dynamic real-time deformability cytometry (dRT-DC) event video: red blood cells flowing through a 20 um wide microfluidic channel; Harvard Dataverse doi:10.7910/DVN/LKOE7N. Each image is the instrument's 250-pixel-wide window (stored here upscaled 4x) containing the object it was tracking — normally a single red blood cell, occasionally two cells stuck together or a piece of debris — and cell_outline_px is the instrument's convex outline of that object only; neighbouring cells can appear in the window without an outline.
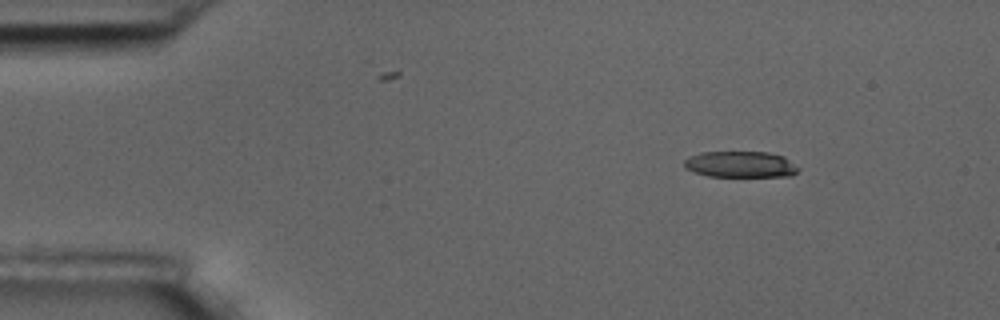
{"species": "common noctule bat (a hibernating species)", "species_latin": "Nyctalus noctula", "temperature_condition": "room temperature", "stored_images_in_passage": 51, "camera_frame_rate_fps": 3000, "um_per_image_px": 0.085, "animal": {"sex": "male", "body_mass_g": 17.5, "forearm_length_mm": 52.3}, "frame": {"image": 1, "passage_image": 1, "time_ms": 0.0, "image_size_px": [1000, 320], "cell_outline_px": [[800, 168], [792, 176], [708, 176], [684, 168], [684, 160], [688, 156], [700, 152], [768, 152], [784, 156]], "centroid_in_image_um": [62.93, 13.96], "position_along_channel_um": 22.1, "area_um2": 17.46}}
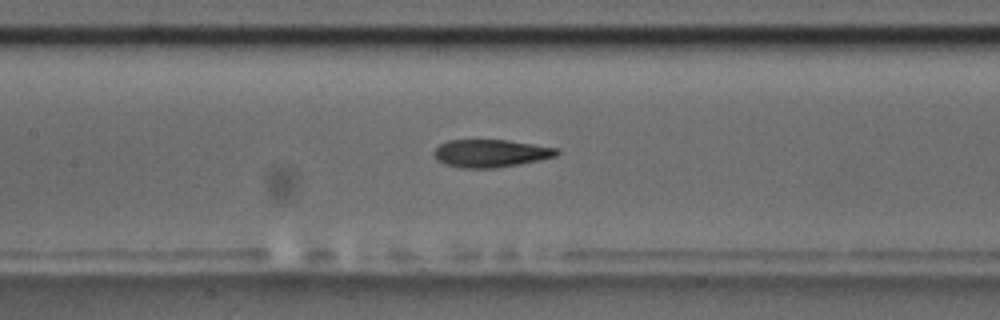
{"frame": {"image": 2, "passage_image": 20, "time_ms": 6.333, "image_size_px": [1000, 320], "cell_outline_px": [[560, 152], [556, 156], [540, 160], [520, 164], [496, 168], [460, 168], [444, 164], [436, 160], [432, 152], [440, 144], [448, 140], [508, 140], [560, 148]], "centroid_in_image_um": [41.71, 13.03], "position_along_channel_um": 165.7, "area_um2": 20.11}}
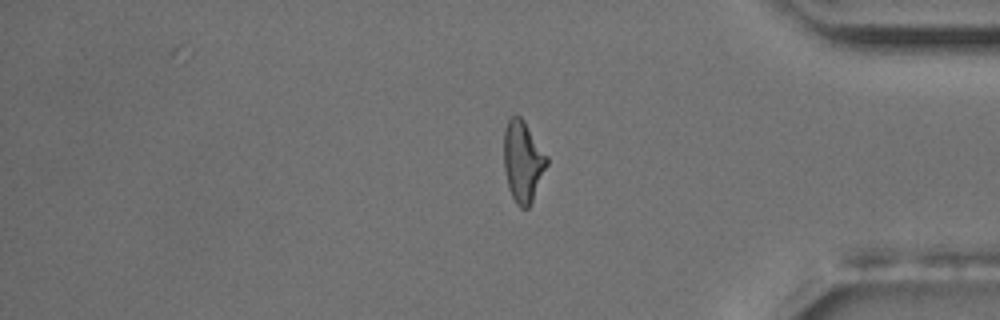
{"frame": {"image": 3, "passage_image": 41, "time_ms": 13.333, "image_size_px": [1000, 320], "cell_outline_px": [[548, 164], [532, 200], [528, 208], [520, 208], [516, 204], [508, 188], [504, 172], [504, 128], [508, 120], [512, 116], [520, 116], [524, 120], [548, 156]], "centroid_in_image_um": [44.44, 13.71], "position_along_channel_um": 390.8, "area_um2": 20.4}, "authors_computed_cell_mechanics": {"area_um2": 20.23, "velocity_mm_per_s": 3.5244, "shape_relaxation_time_tau1_ms": 4.2296, "shape_relaxation_time_tau2_ms": 2.7663, "deformation_change_tau1": 0.176, "deformation_change_tau2": 0.1259}}